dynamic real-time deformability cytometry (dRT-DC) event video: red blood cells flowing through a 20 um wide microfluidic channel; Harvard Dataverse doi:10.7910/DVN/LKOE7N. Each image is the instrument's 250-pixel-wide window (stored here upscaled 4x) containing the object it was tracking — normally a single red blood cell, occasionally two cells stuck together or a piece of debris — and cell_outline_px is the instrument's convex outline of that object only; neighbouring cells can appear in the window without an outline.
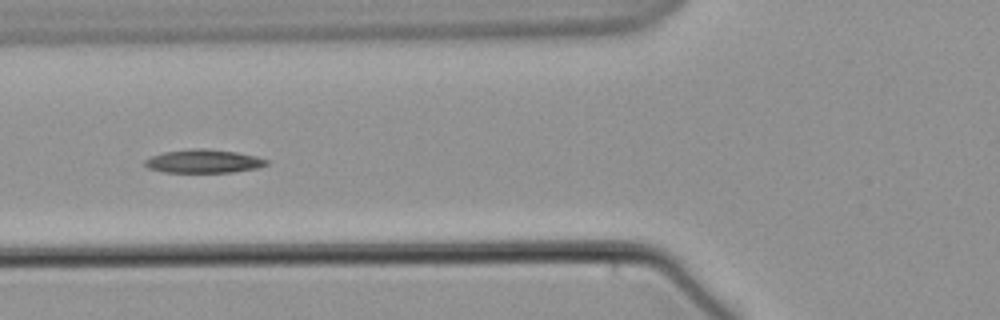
{"species": "common noctule bat (a hibernating species)", "species_latin": "Nyctalus noctula", "temperature_condition": "warm", "stored_images_in_passage": 7, "camera_frame_rate_fps": 3000, "um_per_image_px": 0.085, "animal": {"sex": "male", "body_mass_g": 21.5, "forearm_length_mm": 52.0}, "frame": {"image": 1, "passage_image": 7, "time_ms": 7.667, "image_size_px": [1000, 320], "cell_outline_px": [[268, 164], [260, 168], [232, 172], [164, 172], [148, 168], [144, 164], [144, 160], [152, 156], [164, 152], [192, 148], [208, 148], [236, 152], [256, 156], [268, 160]], "centroid_in_image_um": [17.32, 13.7], "position_along_channel_um": 108.5, "area_um2": 16.7}}